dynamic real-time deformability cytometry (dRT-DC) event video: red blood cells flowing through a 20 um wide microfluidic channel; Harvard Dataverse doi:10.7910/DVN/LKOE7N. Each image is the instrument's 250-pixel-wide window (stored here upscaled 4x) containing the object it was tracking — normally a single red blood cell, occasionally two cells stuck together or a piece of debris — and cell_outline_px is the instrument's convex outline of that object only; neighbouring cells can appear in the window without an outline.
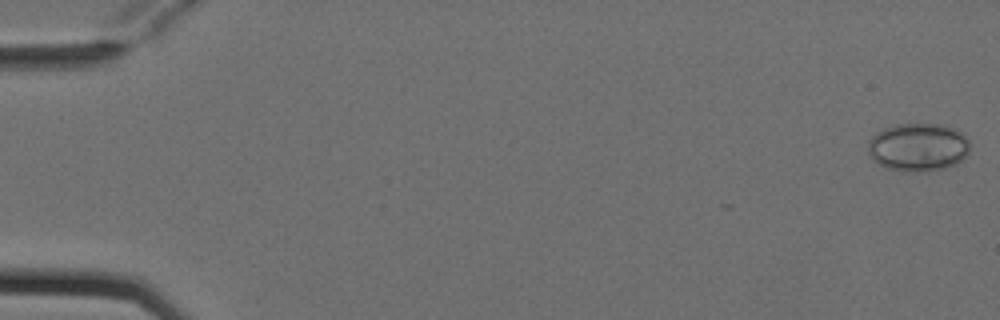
{"species": "Egyptian fruit bat (a non-hibernating species)", "species_latin": "Rousettus aegyptiacus", "temperature_condition": "cold", "stored_images_in_passage": 7, "camera_frame_rate_fps": 3000, "um_per_image_px": 0.085, "animal": {"sex": "female"}, "frame": {"image": 1, "passage_image": 1, "time_ms": 0.0, "image_size_px": [1000, 320], "cell_outline_px": [[968, 156], [956, 164], [944, 168], [924, 172], [904, 172], [884, 168], [872, 160], [868, 152], [868, 140], [876, 132], [884, 128], [896, 124], [948, 124], [960, 132], [968, 140]], "centroid_in_image_um": [78.02, 12.52], "position_along_channel_um": 7.0, "area_um2": 29.13}}
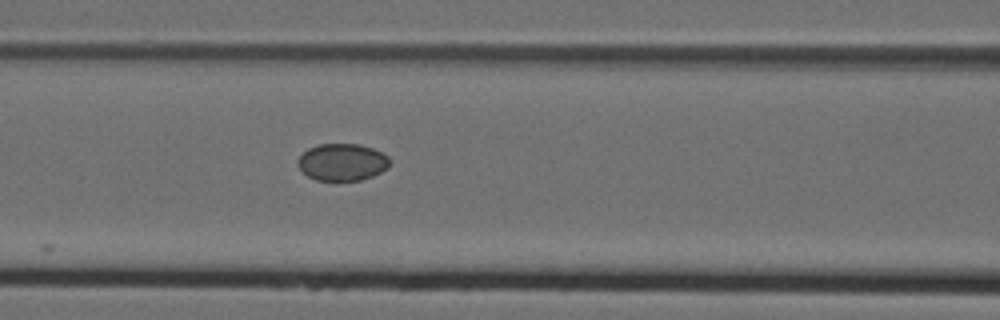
{"frame": {"image": 2, "passage_image": 7, "time_ms": 2.0, "image_size_px": [1000, 320], "cell_outline_px": [[388, 168], [372, 176], [360, 180], [316, 180], [308, 176], [296, 164], [296, 160], [308, 148], [320, 144], [360, 144], [372, 148], [388, 156]], "centroid_in_image_um": [29.06, 13.77], "position_along_channel_um": 137.5, "area_um2": 19.71}}